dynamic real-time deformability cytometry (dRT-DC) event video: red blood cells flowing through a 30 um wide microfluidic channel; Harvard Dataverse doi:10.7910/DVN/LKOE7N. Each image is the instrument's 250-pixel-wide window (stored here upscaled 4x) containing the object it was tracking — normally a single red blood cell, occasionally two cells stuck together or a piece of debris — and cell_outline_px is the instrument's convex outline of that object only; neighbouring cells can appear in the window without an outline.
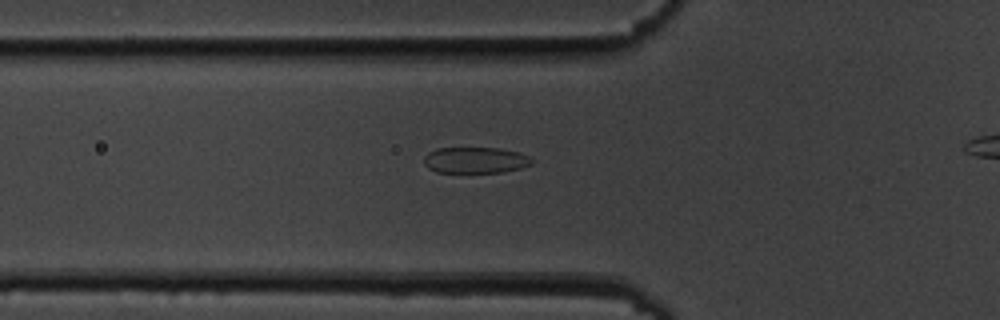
{"species": "common noctule bat (a hibernating species)", "species_latin": "Nyctalus noctula", "temperature_condition": "cold", "stored_images_in_passage": 32, "camera_frame_rate_fps": 3000, "um_per_image_px": 0.085, "animal": {"sex": "male", "body_mass_g": 19.5, "forearm_length_mm": 54.6}, "frame": {"image": 1, "passage_image": 2, "time_ms": 0.333, "image_size_px": [1000, 320], "cell_outline_px": [[532, 164], [520, 168], [504, 172], [436, 172], [428, 168], [424, 164], [424, 156], [428, 152], [436, 148], [500, 148], [520, 152], [528, 156], [532, 160]], "centroid_in_image_um": [40.39, 13.61], "position_along_channel_um": 85.4, "area_um2": 16.47}}
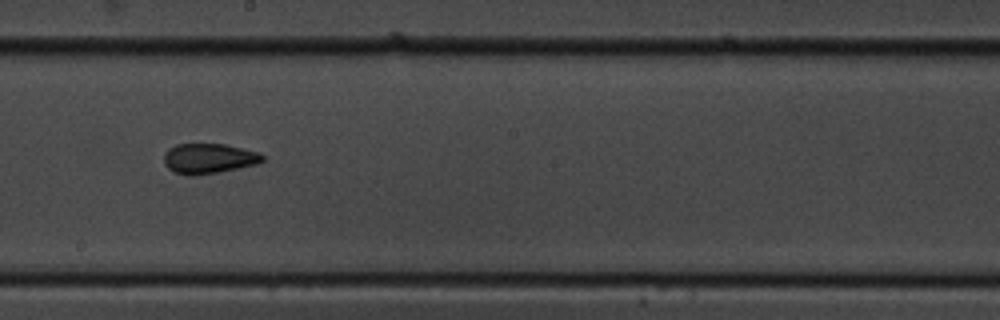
{"frame": {"image": 2, "passage_image": 14, "time_ms": 4.333, "image_size_px": [1000, 320], "cell_outline_px": [[264, 160], [256, 164], [216, 172], [192, 176], [188, 176], [176, 172], [168, 168], [164, 164], [164, 152], [168, 148], [176, 144], [228, 144], [260, 152], [264, 156]], "centroid_in_image_um": [17.74, 13.45], "position_along_channel_um": 230.5, "area_um2": 17.34}}
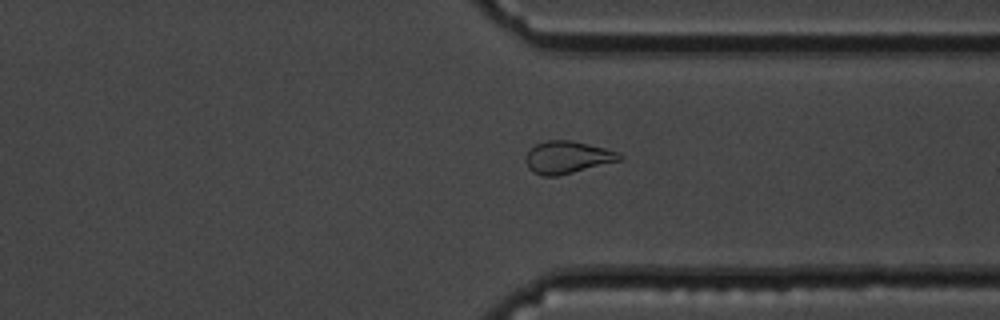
{"frame": {"image": 3, "passage_image": 25, "time_ms": 8.0, "image_size_px": [1000, 320], "cell_outline_px": [[624, 156], [620, 160], [556, 176], [544, 176], [532, 172], [528, 168], [524, 160], [528, 152], [536, 144], [548, 140], [572, 140], [620, 152]], "centroid_in_image_um": [48.21, 13.36], "position_along_channel_um": 363.2, "area_um2": 17.51}}